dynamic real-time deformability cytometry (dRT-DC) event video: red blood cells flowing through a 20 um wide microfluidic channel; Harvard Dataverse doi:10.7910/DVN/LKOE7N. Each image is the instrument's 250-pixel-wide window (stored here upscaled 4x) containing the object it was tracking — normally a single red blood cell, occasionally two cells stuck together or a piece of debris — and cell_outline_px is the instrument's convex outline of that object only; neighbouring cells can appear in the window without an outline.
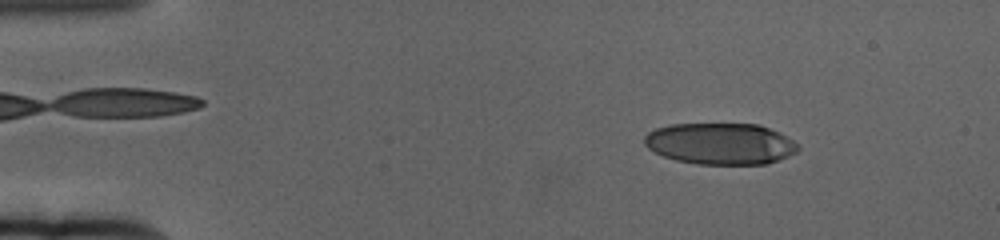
{"species": "human", "species_latin": "Homo sapiens", "temperature_condition": "cold", "stored_images_in_passage": 60, "camera_frame_rate_fps": 3000, "um_per_image_px": 0.085, "donor": {"sex": "female"}, "frame": {"image": 1, "passage_image": 8, "time_ms": 2.333, "image_size_px": [1000, 240], "cell_outline_px": [[800, 148], [796, 152], [780, 160], [764, 164], [696, 164], [676, 160], [664, 156], [648, 148], [644, 144], [644, 136], [648, 132], [656, 128], [672, 124], [760, 124], [780, 132], [792, 140]], "centroid_in_image_um": [61.24, 12.21], "position_along_channel_um": 23.8, "area_um2": 37.17}}
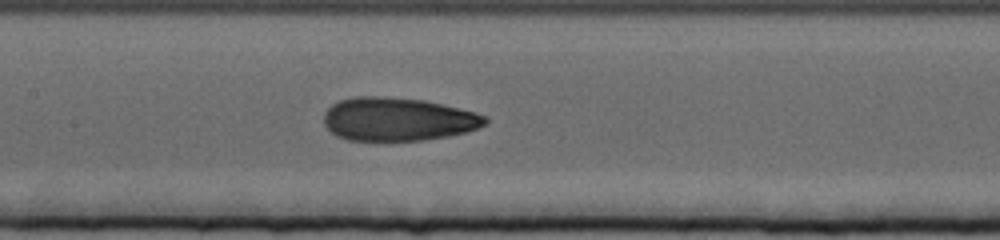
{"frame": {"image": 2, "passage_image": 29, "time_ms": 9.333, "image_size_px": [1000, 240], "cell_outline_px": [[488, 124], [464, 132], [448, 136], [424, 140], [384, 144], [348, 140], [336, 136], [324, 124], [324, 112], [332, 104], [340, 100], [356, 96], [384, 96], [424, 100], [476, 112], [488, 116]], "centroid_in_image_um": [33.79, 10.17], "position_along_channel_um": 173.6, "area_um2": 41.91}}
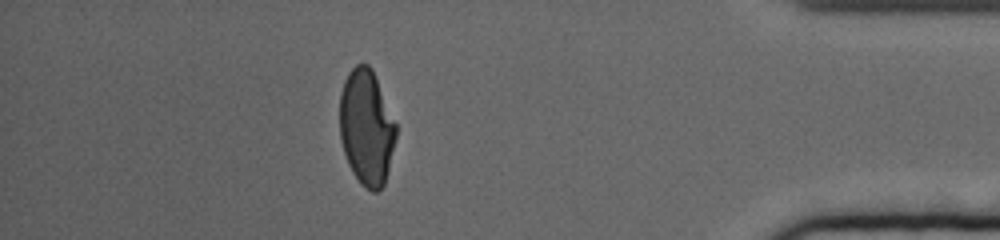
{"frame": {"image": 3, "passage_image": 53, "time_ms": 17.333, "image_size_px": [1000, 240], "cell_outline_px": [[396, 136], [384, 184], [376, 192], [372, 192], [364, 188], [360, 184], [352, 172], [348, 164], [340, 140], [340, 92], [344, 80], [348, 72], [356, 64], [368, 64], [372, 68], [396, 124]], "centroid_in_image_um": [31.13, 10.83], "position_along_channel_um": 404.1, "area_um2": 37.86}, "authors_computed_cell_mechanics": {"area_um2": 39.8242, "velocity_mm_per_s": 3.372, "shape_relaxation_time_tau1_ms": 9.8867, "shape_relaxation_time_tau2_ms": 1.5852, "deformation_change_tau1": 0.2609, "deformation_change_tau2": 0.0786}}